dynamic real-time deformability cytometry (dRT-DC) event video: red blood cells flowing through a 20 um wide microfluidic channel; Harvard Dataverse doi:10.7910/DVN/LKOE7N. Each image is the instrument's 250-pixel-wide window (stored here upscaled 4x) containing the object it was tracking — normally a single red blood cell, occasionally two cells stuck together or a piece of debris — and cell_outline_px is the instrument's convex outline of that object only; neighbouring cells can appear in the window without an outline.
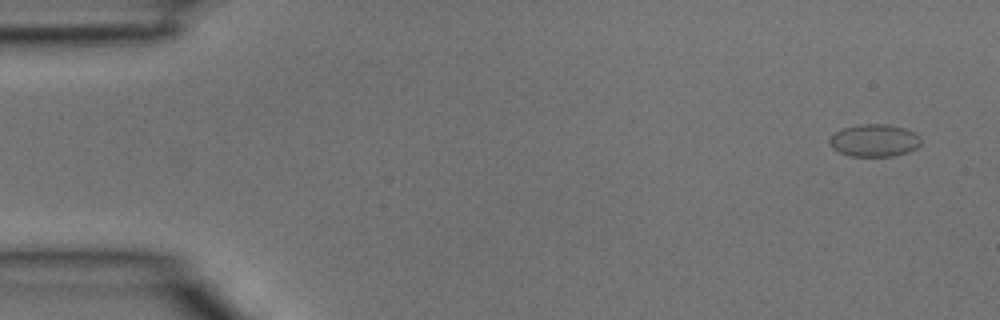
{"species": "common noctule bat (a hibernating species)", "species_latin": "Nyctalus noctula", "temperature_condition": "room temperature", "stored_images_in_passage": 38, "camera_frame_rate_fps": 3000, "um_per_image_px": 0.085, "animal": {"sex": "male", "body_mass_g": 15.6}, "frame": {"image": 1, "passage_image": 1, "time_ms": 0.0, "image_size_px": [1000, 320], "cell_outline_px": [[920, 144], [916, 148], [908, 152], [892, 156], [852, 156], [840, 152], [832, 148], [828, 144], [828, 140], [836, 132], [844, 128], [860, 124], [888, 124], [904, 128], [916, 132], [920, 136]], "centroid_in_image_um": [74.33, 11.93], "position_along_channel_um": 10.7, "area_um2": 17.28}}
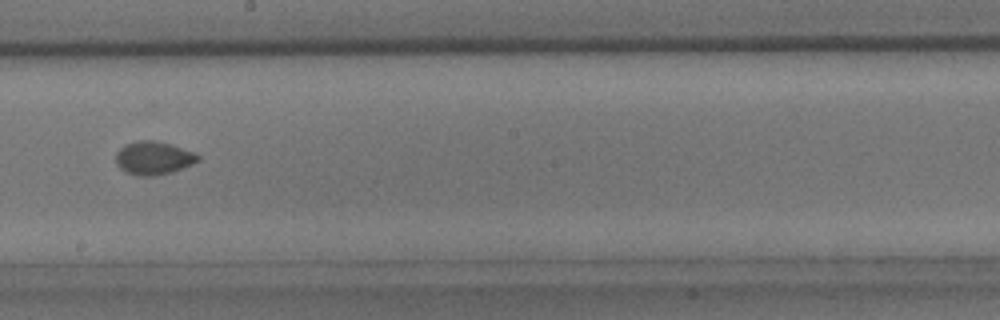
{"frame": {"image": 2, "passage_image": 21, "time_ms": 6.667, "image_size_px": [1000, 320], "cell_outline_px": [[200, 160], [192, 164], [172, 172], [156, 176], [136, 176], [124, 172], [116, 164], [116, 152], [124, 144], [140, 140], [152, 140], [168, 144], [192, 152], [200, 156]], "centroid_in_image_um": [13.0, 13.45], "position_along_channel_um": 235.2, "area_um2": 15.9}}
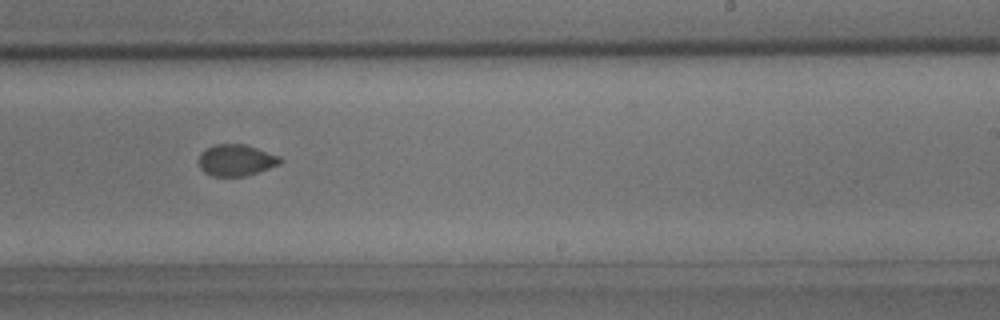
{"frame": {"image": 3, "passage_image": 23, "time_ms": 7.333, "image_size_px": [1000, 320], "cell_outline_px": [[284, 160], [280, 164], [244, 176], [212, 176], [204, 172], [200, 168], [200, 152], [216, 144], [244, 144], [280, 156]], "centroid_in_image_um": [20.08, 13.61], "position_along_channel_um": 268.9, "area_um2": 14.74}}